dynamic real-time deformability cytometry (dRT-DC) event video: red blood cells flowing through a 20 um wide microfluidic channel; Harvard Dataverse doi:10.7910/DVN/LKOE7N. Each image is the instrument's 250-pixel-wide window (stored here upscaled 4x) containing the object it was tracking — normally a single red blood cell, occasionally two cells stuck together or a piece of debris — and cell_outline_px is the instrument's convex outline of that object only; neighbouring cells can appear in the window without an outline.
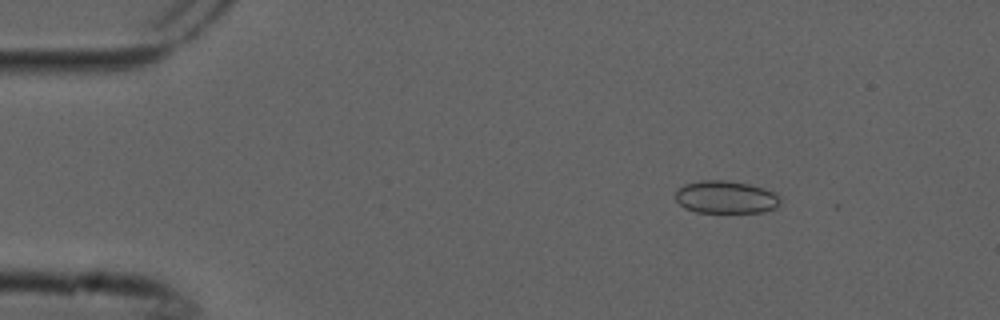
{"species": "common noctule bat (a hibernating species)", "species_latin": "Nyctalus noctula", "temperature_condition": "cold", "stored_images_in_passage": 7, "camera_frame_rate_fps": 3000, "um_per_image_px": 0.085, "animal": {"sex": "male", "forearm_length_mm": 52.5}, "frame": {"image": 1, "passage_image": 3, "time_ms": 0.667, "image_size_px": [1000, 320], "cell_outline_px": [[780, 204], [776, 208], [760, 212], [696, 212], [684, 208], [676, 200], [676, 188], [684, 184], [700, 180], [724, 180], [748, 184], [764, 188], [776, 192], [780, 196]], "centroid_in_image_um": [61.69, 16.75], "position_along_channel_um": 23.3, "area_um2": 20.11}}
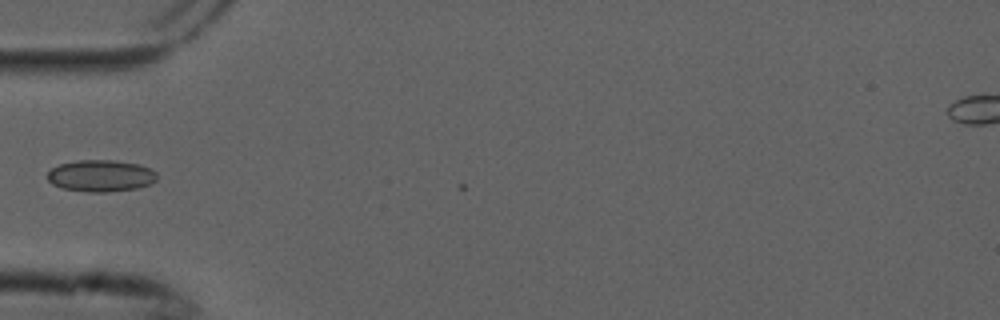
{"frame": {"image": 2, "passage_image": 6, "time_ms": 1.667, "image_size_px": [1000, 320], "cell_outline_px": [[156, 180], [152, 184], [136, 188], [108, 192], [88, 192], [64, 188], [52, 184], [44, 176], [52, 168], [60, 164], [76, 160], [116, 160], [136, 164], [152, 168], [156, 172]], "centroid_in_image_um": [8.56, 14.94], "position_along_channel_um": 76.4, "area_um2": 20.4}}